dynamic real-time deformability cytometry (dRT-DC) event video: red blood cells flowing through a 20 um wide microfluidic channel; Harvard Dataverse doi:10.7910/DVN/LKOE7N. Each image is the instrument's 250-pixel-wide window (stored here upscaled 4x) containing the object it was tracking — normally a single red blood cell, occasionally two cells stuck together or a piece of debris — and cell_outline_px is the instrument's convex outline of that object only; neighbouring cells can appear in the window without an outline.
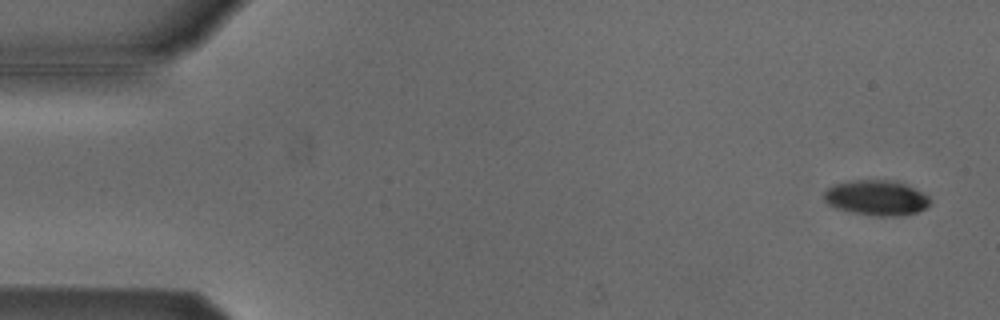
{"species": "Egyptian fruit bat (a non-hibernating species)", "species_latin": "Rousettus aegyptiacus", "temperature_condition": "cold", "stored_images_in_passage": 4, "camera_frame_rate_fps": 3000, "um_per_image_px": 0.085, "animal": {"sex": "male"}, "frame": {"image": 1, "passage_image": 1, "time_ms": 0.0, "image_size_px": [1000, 320], "cell_outline_px": [[932, 204], [916, 212], [900, 216], [872, 216], [852, 212], [836, 208], [828, 204], [824, 200], [824, 192], [832, 184], [848, 180], [900, 180], [928, 196], [932, 200]], "centroid_in_image_um": [74.5, 16.8], "position_along_channel_um": 10.5, "area_um2": 22.14}}